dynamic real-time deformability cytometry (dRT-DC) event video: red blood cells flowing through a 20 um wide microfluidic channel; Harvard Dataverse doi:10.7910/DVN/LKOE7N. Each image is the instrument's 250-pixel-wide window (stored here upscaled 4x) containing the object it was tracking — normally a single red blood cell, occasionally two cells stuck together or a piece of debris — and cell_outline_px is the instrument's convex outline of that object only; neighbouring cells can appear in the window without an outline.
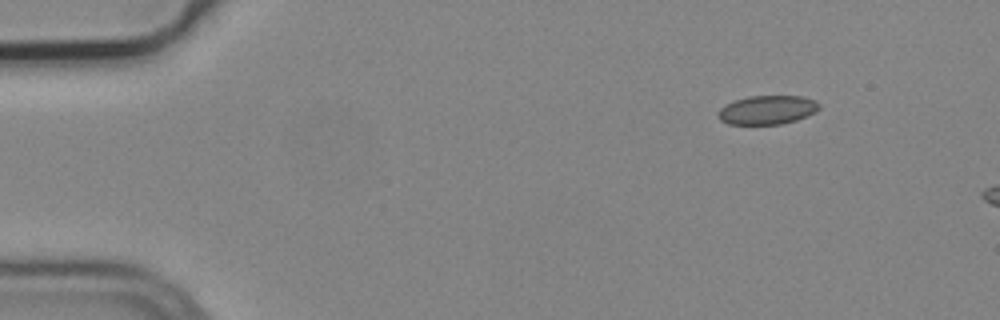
{"species": "common noctule bat (a hibernating species)", "species_latin": "Nyctalus noctula", "temperature_condition": "cold", "stored_images_in_passage": 3, "camera_frame_rate_fps": 3000, "um_per_image_px": 0.085, "animal": {"sex": "male", "body_mass_g": 19.2, "forearm_length_mm": 51.8}, "frame": {"image": 1, "passage_image": 1, "time_ms": 0.0, "image_size_px": [1000, 320], "cell_outline_px": [[820, 108], [816, 112], [796, 120], [780, 124], [728, 124], [720, 120], [716, 116], [720, 108], [724, 104], [748, 96], [804, 96], [816, 100], [820, 104]], "centroid_in_image_um": [65.22, 9.33], "position_along_channel_um": 19.8, "area_um2": 17.17}}